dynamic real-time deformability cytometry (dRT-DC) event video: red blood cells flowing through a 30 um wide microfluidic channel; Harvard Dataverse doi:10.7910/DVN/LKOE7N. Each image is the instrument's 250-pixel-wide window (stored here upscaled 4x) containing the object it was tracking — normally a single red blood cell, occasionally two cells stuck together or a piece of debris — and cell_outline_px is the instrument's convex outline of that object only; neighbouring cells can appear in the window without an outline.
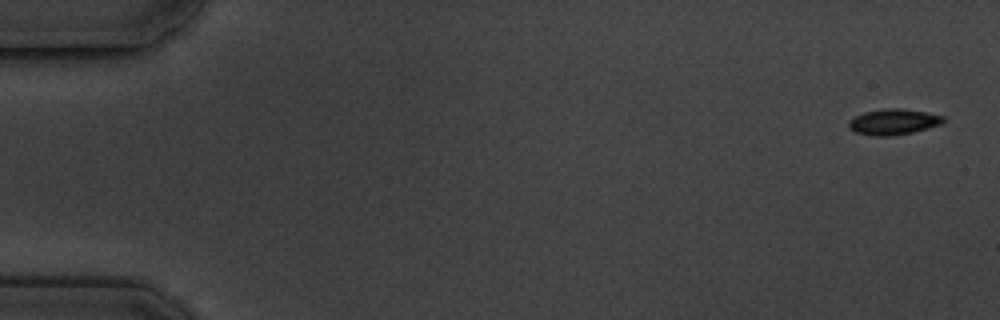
{"species": "common noctule bat (a hibernating species)", "species_latin": "Nyctalus noctula", "temperature_condition": "cold", "stored_images_in_passage": 6, "camera_frame_rate_fps": 3000, "um_per_image_px": 0.085, "animal": {"sex": "male", "body_mass_g": 19.5, "forearm_length_mm": 54.6}, "frame": {"image": 1, "passage_image": 1, "time_ms": 0.0, "image_size_px": [1000, 320], "cell_outline_px": [[944, 120], [940, 124], [928, 128], [912, 132], [888, 136], [872, 136], [852, 132], [848, 128], [848, 124], [856, 116], [864, 112], [888, 108], [900, 108], [924, 112], [944, 116]], "centroid_in_image_um": [75.9, 10.37], "position_along_channel_um": 9.1, "area_um2": 14.05}}
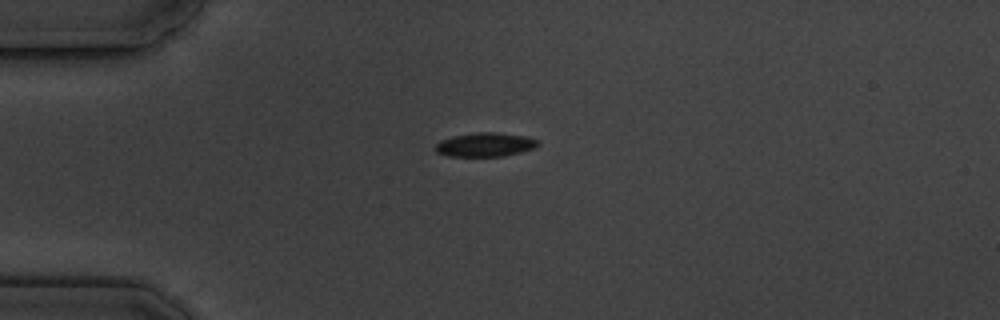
{"frame": {"image": 2, "passage_image": 4, "time_ms": 4.333, "image_size_px": [1000, 320], "cell_outline_px": [[540, 144], [532, 148], [520, 152], [504, 156], [448, 156], [436, 152], [436, 144], [440, 140], [452, 136], [480, 132], [496, 132], [524, 136], [540, 140]], "centroid_in_image_um": [41.24, 12.29], "position_along_channel_um": 43.8, "area_um2": 14.22}}